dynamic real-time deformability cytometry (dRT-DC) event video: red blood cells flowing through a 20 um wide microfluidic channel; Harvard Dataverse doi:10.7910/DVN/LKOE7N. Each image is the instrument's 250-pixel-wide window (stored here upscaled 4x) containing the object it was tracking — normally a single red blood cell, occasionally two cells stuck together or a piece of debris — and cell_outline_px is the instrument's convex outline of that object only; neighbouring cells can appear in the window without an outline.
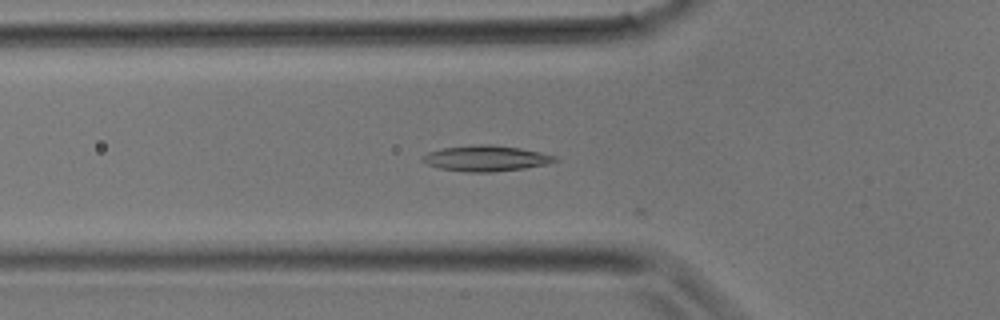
{"species": "common noctule bat (a hibernating species)", "species_latin": "Nyctalus noctula", "temperature_condition": "room temperature", "stored_images_in_passage": 29, "camera_frame_rate_fps": 3000, "um_per_image_px": 0.085, "animal": {"sex": "male", "body_mass_g": 17.9}, "frame": {"image": 1, "passage_image": 10, "time_ms": 3.0, "image_size_px": [1000, 320], "cell_outline_px": [[560, 160], [548, 164], [524, 168], [492, 172], [464, 172], [440, 168], [428, 164], [420, 160], [420, 156], [428, 152], [444, 148], [476, 144], [492, 144], [520, 148], [540, 152], [556, 156]], "centroid_in_image_um": [41.31, 13.46], "position_along_channel_um": 84.5, "area_um2": 19.94}}
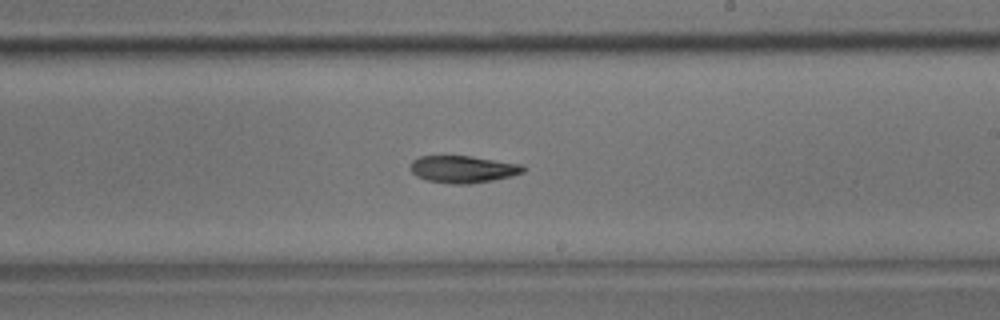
{"frame": {"image": 2, "passage_image": 18, "time_ms": 5.667, "image_size_px": [1000, 320], "cell_outline_px": [[524, 172], [512, 176], [492, 180], [468, 184], [452, 184], [428, 180], [416, 176], [408, 168], [412, 160], [420, 156], [472, 156], [520, 164], [524, 168]], "centroid_in_image_um": [39.31, 14.38], "position_along_channel_um": 249.7, "area_um2": 17.8}}
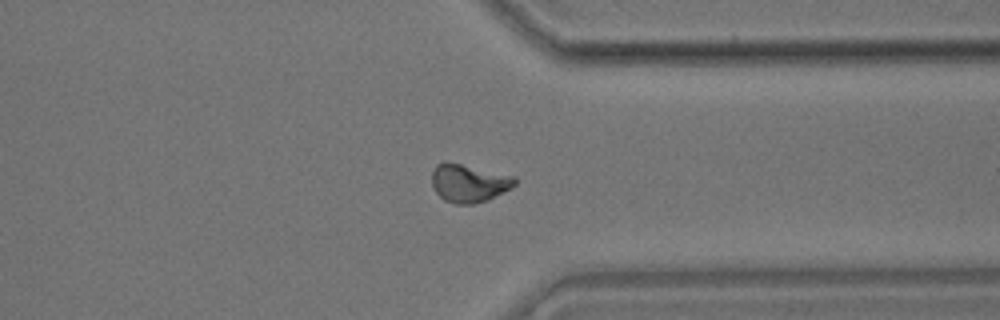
{"frame": {"image": 3, "passage_image": 24, "time_ms": 7.667, "image_size_px": [1000, 320], "cell_outline_px": [[516, 184], [512, 188], [488, 200], [472, 204], [456, 204], [444, 200], [432, 188], [432, 172], [436, 164], [444, 160], [516, 176]], "centroid_in_image_um": [39.85, 15.55], "position_along_channel_um": 371.6, "area_um2": 18.67}}